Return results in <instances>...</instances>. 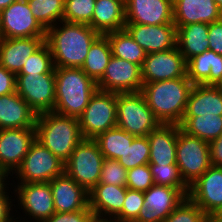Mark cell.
<instances>
[{
  "label": "cell",
  "instance_id": "6da1fadb",
  "mask_svg": "<svg viewBox=\"0 0 222 222\" xmlns=\"http://www.w3.org/2000/svg\"><path fill=\"white\" fill-rule=\"evenodd\" d=\"M101 34L90 25L61 21L46 30L55 67L81 68L90 46Z\"/></svg>",
  "mask_w": 222,
  "mask_h": 222
},
{
  "label": "cell",
  "instance_id": "7a4b0ae2",
  "mask_svg": "<svg viewBox=\"0 0 222 222\" xmlns=\"http://www.w3.org/2000/svg\"><path fill=\"white\" fill-rule=\"evenodd\" d=\"M193 86L187 77H183L143 83L141 92L161 124L180 125Z\"/></svg>",
  "mask_w": 222,
  "mask_h": 222
},
{
  "label": "cell",
  "instance_id": "3957f363",
  "mask_svg": "<svg viewBox=\"0 0 222 222\" xmlns=\"http://www.w3.org/2000/svg\"><path fill=\"white\" fill-rule=\"evenodd\" d=\"M55 106L53 112L79 118L97 91V82L81 68L55 67Z\"/></svg>",
  "mask_w": 222,
  "mask_h": 222
},
{
  "label": "cell",
  "instance_id": "277c9868",
  "mask_svg": "<svg viewBox=\"0 0 222 222\" xmlns=\"http://www.w3.org/2000/svg\"><path fill=\"white\" fill-rule=\"evenodd\" d=\"M35 131L36 140L64 163L83 140L78 118L53 111L37 115Z\"/></svg>",
  "mask_w": 222,
  "mask_h": 222
},
{
  "label": "cell",
  "instance_id": "5b68a950",
  "mask_svg": "<svg viewBox=\"0 0 222 222\" xmlns=\"http://www.w3.org/2000/svg\"><path fill=\"white\" fill-rule=\"evenodd\" d=\"M161 123L140 92L117 93V126L135 137L148 136Z\"/></svg>",
  "mask_w": 222,
  "mask_h": 222
},
{
  "label": "cell",
  "instance_id": "8992f818",
  "mask_svg": "<svg viewBox=\"0 0 222 222\" xmlns=\"http://www.w3.org/2000/svg\"><path fill=\"white\" fill-rule=\"evenodd\" d=\"M13 183L15 214L24 222H42L55 213L50 182Z\"/></svg>",
  "mask_w": 222,
  "mask_h": 222
},
{
  "label": "cell",
  "instance_id": "52a82bcc",
  "mask_svg": "<svg viewBox=\"0 0 222 222\" xmlns=\"http://www.w3.org/2000/svg\"><path fill=\"white\" fill-rule=\"evenodd\" d=\"M104 159L94 139H83L64 163V172L89 192L100 181Z\"/></svg>",
  "mask_w": 222,
  "mask_h": 222
},
{
  "label": "cell",
  "instance_id": "ba28073f",
  "mask_svg": "<svg viewBox=\"0 0 222 222\" xmlns=\"http://www.w3.org/2000/svg\"><path fill=\"white\" fill-rule=\"evenodd\" d=\"M78 120L83 139H95L117 126V93L97 89Z\"/></svg>",
  "mask_w": 222,
  "mask_h": 222
},
{
  "label": "cell",
  "instance_id": "9c48e42d",
  "mask_svg": "<svg viewBox=\"0 0 222 222\" xmlns=\"http://www.w3.org/2000/svg\"><path fill=\"white\" fill-rule=\"evenodd\" d=\"M63 173L64 162L35 139L22 163L12 174L11 182H50Z\"/></svg>",
  "mask_w": 222,
  "mask_h": 222
},
{
  "label": "cell",
  "instance_id": "30bf717a",
  "mask_svg": "<svg viewBox=\"0 0 222 222\" xmlns=\"http://www.w3.org/2000/svg\"><path fill=\"white\" fill-rule=\"evenodd\" d=\"M176 164L185 183L193 184L210 166L209 142L178 131Z\"/></svg>",
  "mask_w": 222,
  "mask_h": 222
},
{
  "label": "cell",
  "instance_id": "8fae6325",
  "mask_svg": "<svg viewBox=\"0 0 222 222\" xmlns=\"http://www.w3.org/2000/svg\"><path fill=\"white\" fill-rule=\"evenodd\" d=\"M16 92L37 114L54 110L55 73L16 74Z\"/></svg>",
  "mask_w": 222,
  "mask_h": 222
},
{
  "label": "cell",
  "instance_id": "7c38bea8",
  "mask_svg": "<svg viewBox=\"0 0 222 222\" xmlns=\"http://www.w3.org/2000/svg\"><path fill=\"white\" fill-rule=\"evenodd\" d=\"M3 38L46 37V30L33 16L27 0H16L0 12Z\"/></svg>",
  "mask_w": 222,
  "mask_h": 222
},
{
  "label": "cell",
  "instance_id": "4fadbf2b",
  "mask_svg": "<svg viewBox=\"0 0 222 222\" xmlns=\"http://www.w3.org/2000/svg\"><path fill=\"white\" fill-rule=\"evenodd\" d=\"M97 87L116 93L140 92L143 87L141 67L112 56L103 76L97 81Z\"/></svg>",
  "mask_w": 222,
  "mask_h": 222
},
{
  "label": "cell",
  "instance_id": "5bb4252c",
  "mask_svg": "<svg viewBox=\"0 0 222 222\" xmlns=\"http://www.w3.org/2000/svg\"><path fill=\"white\" fill-rule=\"evenodd\" d=\"M187 61L178 47L146 54L142 70L143 83L187 77Z\"/></svg>",
  "mask_w": 222,
  "mask_h": 222
},
{
  "label": "cell",
  "instance_id": "9a60e30c",
  "mask_svg": "<svg viewBox=\"0 0 222 222\" xmlns=\"http://www.w3.org/2000/svg\"><path fill=\"white\" fill-rule=\"evenodd\" d=\"M187 197L207 215L222 207V167L210 166L189 186Z\"/></svg>",
  "mask_w": 222,
  "mask_h": 222
},
{
  "label": "cell",
  "instance_id": "2e32d148",
  "mask_svg": "<svg viewBox=\"0 0 222 222\" xmlns=\"http://www.w3.org/2000/svg\"><path fill=\"white\" fill-rule=\"evenodd\" d=\"M35 139V127L0 129V168L6 169L12 175Z\"/></svg>",
  "mask_w": 222,
  "mask_h": 222
},
{
  "label": "cell",
  "instance_id": "e0dca14e",
  "mask_svg": "<svg viewBox=\"0 0 222 222\" xmlns=\"http://www.w3.org/2000/svg\"><path fill=\"white\" fill-rule=\"evenodd\" d=\"M125 29L147 54L177 47V27L174 23L125 24Z\"/></svg>",
  "mask_w": 222,
  "mask_h": 222
},
{
  "label": "cell",
  "instance_id": "ac0fdd59",
  "mask_svg": "<svg viewBox=\"0 0 222 222\" xmlns=\"http://www.w3.org/2000/svg\"><path fill=\"white\" fill-rule=\"evenodd\" d=\"M126 24L173 23V0H125Z\"/></svg>",
  "mask_w": 222,
  "mask_h": 222
},
{
  "label": "cell",
  "instance_id": "d6986e66",
  "mask_svg": "<svg viewBox=\"0 0 222 222\" xmlns=\"http://www.w3.org/2000/svg\"><path fill=\"white\" fill-rule=\"evenodd\" d=\"M54 209L57 213H70L89 206L88 192L65 172L50 181Z\"/></svg>",
  "mask_w": 222,
  "mask_h": 222
},
{
  "label": "cell",
  "instance_id": "ffe728a7",
  "mask_svg": "<svg viewBox=\"0 0 222 222\" xmlns=\"http://www.w3.org/2000/svg\"><path fill=\"white\" fill-rule=\"evenodd\" d=\"M126 186L98 183L88 192L89 208L97 222H110L121 210Z\"/></svg>",
  "mask_w": 222,
  "mask_h": 222
},
{
  "label": "cell",
  "instance_id": "44dd1931",
  "mask_svg": "<svg viewBox=\"0 0 222 222\" xmlns=\"http://www.w3.org/2000/svg\"><path fill=\"white\" fill-rule=\"evenodd\" d=\"M222 18V10L214 0H173V23L184 26L192 23L211 24Z\"/></svg>",
  "mask_w": 222,
  "mask_h": 222
},
{
  "label": "cell",
  "instance_id": "7402d4cb",
  "mask_svg": "<svg viewBox=\"0 0 222 222\" xmlns=\"http://www.w3.org/2000/svg\"><path fill=\"white\" fill-rule=\"evenodd\" d=\"M45 37L2 38L0 40V64L18 74L30 57L43 43Z\"/></svg>",
  "mask_w": 222,
  "mask_h": 222
},
{
  "label": "cell",
  "instance_id": "603a6c76",
  "mask_svg": "<svg viewBox=\"0 0 222 222\" xmlns=\"http://www.w3.org/2000/svg\"><path fill=\"white\" fill-rule=\"evenodd\" d=\"M185 196L176 188L154 184L144 192L145 222H162Z\"/></svg>",
  "mask_w": 222,
  "mask_h": 222
},
{
  "label": "cell",
  "instance_id": "cb8c5ba5",
  "mask_svg": "<svg viewBox=\"0 0 222 222\" xmlns=\"http://www.w3.org/2000/svg\"><path fill=\"white\" fill-rule=\"evenodd\" d=\"M176 124H160L147 137L150 146L149 164H176L178 131Z\"/></svg>",
  "mask_w": 222,
  "mask_h": 222
},
{
  "label": "cell",
  "instance_id": "d4e9b609",
  "mask_svg": "<svg viewBox=\"0 0 222 222\" xmlns=\"http://www.w3.org/2000/svg\"><path fill=\"white\" fill-rule=\"evenodd\" d=\"M186 70L193 85L218 86L222 81V55L208 49L189 59Z\"/></svg>",
  "mask_w": 222,
  "mask_h": 222
},
{
  "label": "cell",
  "instance_id": "484cf974",
  "mask_svg": "<svg viewBox=\"0 0 222 222\" xmlns=\"http://www.w3.org/2000/svg\"><path fill=\"white\" fill-rule=\"evenodd\" d=\"M37 114L17 92L0 96V129L35 127Z\"/></svg>",
  "mask_w": 222,
  "mask_h": 222
},
{
  "label": "cell",
  "instance_id": "4316f807",
  "mask_svg": "<svg viewBox=\"0 0 222 222\" xmlns=\"http://www.w3.org/2000/svg\"><path fill=\"white\" fill-rule=\"evenodd\" d=\"M125 0H96L92 21L88 24L104 35L125 28Z\"/></svg>",
  "mask_w": 222,
  "mask_h": 222
},
{
  "label": "cell",
  "instance_id": "83f0119b",
  "mask_svg": "<svg viewBox=\"0 0 222 222\" xmlns=\"http://www.w3.org/2000/svg\"><path fill=\"white\" fill-rule=\"evenodd\" d=\"M222 116V92L217 86L194 85L183 117Z\"/></svg>",
  "mask_w": 222,
  "mask_h": 222
},
{
  "label": "cell",
  "instance_id": "f1b7e54d",
  "mask_svg": "<svg viewBox=\"0 0 222 222\" xmlns=\"http://www.w3.org/2000/svg\"><path fill=\"white\" fill-rule=\"evenodd\" d=\"M177 27V47L186 61L208 50V24L192 23Z\"/></svg>",
  "mask_w": 222,
  "mask_h": 222
},
{
  "label": "cell",
  "instance_id": "f546056e",
  "mask_svg": "<svg viewBox=\"0 0 222 222\" xmlns=\"http://www.w3.org/2000/svg\"><path fill=\"white\" fill-rule=\"evenodd\" d=\"M104 35L109 40L112 56L125 59L142 68L147 53L125 28Z\"/></svg>",
  "mask_w": 222,
  "mask_h": 222
},
{
  "label": "cell",
  "instance_id": "4dcf8cb0",
  "mask_svg": "<svg viewBox=\"0 0 222 222\" xmlns=\"http://www.w3.org/2000/svg\"><path fill=\"white\" fill-rule=\"evenodd\" d=\"M111 57L109 40L105 35H100L90 46L81 69L97 82L103 76Z\"/></svg>",
  "mask_w": 222,
  "mask_h": 222
},
{
  "label": "cell",
  "instance_id": "1f68e13d",
  "mask_svg": "<svg viewBox=\"0 0 222 222\" xmlns=\"http://www.w3.org/2000/svg\"><path fill=\"white\" fill-rule=\"evenodd\" d=\"M179 126L187 134L210 142L222 135V116L183 117Z\"/></svg>",
  "mask_w": 222,
  "mask_h": 222
},
{
  "label": "cell",
  "instance_id": "d6a6232c",
  "mask_svg": "<svg viewBox=\"0 0 222 222\" xmlns=\"http://www.w3.org/2000/svg\"><path fill=\"white\" fill-rule=\"evenodd\" d=\"M134 135H130L120 127L115 126L98 135L94 140L99 146L104 158L118 160L131 145Z\"/></svg>",
  "mask_w": 222,
  "mask_h": 222
},
{
  "label": "cell",
  "instance_id": "836d02e7",
  "mask_svg": "<svg viewBox=\"0 0 222 222\" xmlns=\"http://www.w3.org/2000/svg\"><path fill=\"white\" fill-rule=\"evenodd\" d=\"M39 24L47 30L63 21L65 0H27Z\"/></svg>",
  "mask_w": 222,
  "mask_h": 222
},
{
  "label": "cell",
  "instance_id": "e575fe53",
  "mask_svg": "<svg viewBox=\"0 0 222 222\" xmlns=\"http://www.w3.org/2000/svg\"><path fill=\"white\" fill-rule=\"evenodd\" d=\"M144 192L127 188L122 210L110 222H145Z\"/></svg>",
  "mask_w": 222,
  "mask_h": 222
},
{
  "label": "cell",
  "instance_id": "d590c367",
  "mask_svg": "<svg viewBox=\"0 0 222 222\" xmlns=\"http://www.w3.org/2000/svg\"><path fill=\"white\" fill-rule=\"evenodd\" d=\"M154 183L178 189L185 197L189 192V186L181 176L177 164L157 165L149 164Z\"/></svg>",
  "mask_w": 222,
  "mask_h": 222
},
{
  "label": "cell",
  "instance_id": "8d00e7d4",
  "mask_svg": "<svg viewBox=\"0 0 222 222\" xmlns=\"http://www.w3.org/2000/svg\"><path fill=\"white\" fill-rule=\"evenodd\" d=\"M150 146L147 136L134 137L124 154L118 159L126 170L149 164Z\"/></svg>",
  "mask_w": 222,
  "mask_h": 222
},
{
  "label": "cell",
  "instance_id": "74e56055",
  "mask_svg": "<svg viewBox=\"0 0 222 222\" xmlns=\"http://www.w3.org/2000/svg\"><path fill=\"white\" fill-rule=\"evenodd\" d=\"M55 73V66L50 48L44 42L24 63L18 74Z\"/></svg>",
  "mask_w": 222,
  "mask_h": 222
},
{
  "label": "cell",
  "instance_id": "f35d334b",
  "mask_svg": "<svg viewBox=\"0 0 222 222\" xmlns=\"http://www.w3.org/2000/svg\"><path fill=\"white\" fill-rule=\"evenodd\" d=\"M96 0H65L63 21L89 24Z\"/></svg>",
  "mask_w": 222,
  "mask_h": 222
},
{
  "label": "cell",
  "instance_id": "ab89813d",
  "mask_svg": "<svg viewBox=\"0 0 222 222\" xmlns=\"http://www.w3.org/2000/svg\"><path fill=\"white\" fill-rule=\"evenodd\" d=\"M206 217L198 205L185 197L162 222H205Z\"/></svg>",
  "mask_w": 222,
  "mask_h": 222
},
{
  "label": "cell",
  "instance_id": "60d3db41",
  "mask_svg": "<svg viewBox=\"0 0 222 222\" xmlns=\"http://www.w3.org/2000/svg\"><path fill=\"white\" fill-rule=\"evenodd\" d=\"M127 170L116 159L105 158L99 183L126 186Z\"/></svg>",
  "mask_w": 222,
  "mask_h": 222
},
{
  "label": "cell",
  "instance_id": "b9f144b4",
  "mask_svg": "<svg viewBox=\"0 0 222 222\" xmlns=\"http://www.w3.org/2000/svg\"><path fill=\"white\" fill-rule=\"evenodd\" d=\"M154 184L155 183L149 164L137 166L127 170V188L141 192H146Z\"/></svg>",
  "mask_w": 222,
  "mask_h": 222
},
{
  "label": "cell",
  "instance_id": "7bdbcfd3",
  "mask_svg": "<svg viewBox=\"0 0 222 222\" xmlns=\"http://www.w3.org/2000/svg\"><path fill=\"white\" fill-rule=\"evenodd\" d=\"M42 222H97L93 212L89 206L81 211L70 213H57L55 212L50 218Z\"/></svg>",
  "mask_w": 222,
  "mask_h": 222
},
{
  "label": "cell",
  "instance_id": "ee69618b",
  "mask_svg": "<svg viewBox=\"0 0 222 222\" xmlns=\"http://www.w3.org/2000/svg\"><path fill=\"white\" fill-rule=\"evenodd\" d=\"M209 50L222 55V18L208 24Z\"/></svg>",
  "mask_w": 222,
  "mask_h": 222
},
{
  "label": "cell",
  "instance_id": "f6af8a7d",
  "mask_svg": "<svg viewBox=\"0 0 222 222\" xmlns=\"http://www.w3.org/2000/svg\"><path fill=\"white\" fill-rule=\"evenodd\" d=\"M16 92V74L0 64V96Z\"/></svg>",
  "mask_w": 222,
  "mask_h": 222
},
{
  "label": "cell",
  "instance_id": "bcb514c9",
  "mask_svg": "<svg viewBox=\"0 0 222 222\" xmlns=\"http://www.w3.org/2000/svg\"><path fill=\"white\" fill-rule=\"evenodd\" d=\"M13 194L14 191H12V189L11 190L8 189L4 194H0V222L7 221L10 217H12L15 214V207H13L15 206Z\"/></svg>",
  "mask_w": 222,
  "mask_h": 222
},
{
  "label": "cell",
  "instance_id": "7dc6e473",
  "mask_svg": "<svg viewBox=\"0 0 222 222\" xmlns=\"http://www.w3.org/2000/svg\"><path fill=\"white\" fill-rule=\"evenodd\" d=\"M211 166L222 167V135L209 142Z\"/></svg>",
  "mask_w": 222,
  "mask_h": 222
},
{
  "label": "cell",
  "instance_id": "c3c4849f",
  "mask_svg": "<svg viewBox=\"0 0 222 222\" xmlns=\"http://www.w3.org/2000/svg\"><path fill=\"white\" fill-rule=\"evenodd\" d=\"M11 177L12 175L6 169L0 168V194H4L8 189L13 188V183H10Z\"/></svg>",
  "mask_w": 222,
  "mask_h": 222
},
{
  "label": "cell",
  "instance_id": "681fc988",
  "mask_svg": "<svg viewBox=\"0 0 222 222\" xmlns=\"http://www.w3.org/2000/svg\"><path fill=\"white\" fill-rule=\"evenodd\" d=\"M16 0H0V12L10 6Z\"/></svg>",
  "mask_w": 222,
  "mask_h": 222
},
{
  "label": "cell",
  "instance_id": "f907efd6",
  "mask_svg": "<svg viewBox=\"0 0 222 222\" xmlns=\"http://www.w3.org/2000/svg\"><path fill=\"white\" fill-rule=\"evenodd\" d=\"M213 216L219 221L222 222V207L218 209Z\"/></svg>",
  "mask_w": 222,
  "mask_h": 222
},
{
  "label": "cell",
  "instance_id": "816d5d0a",
  "mask_svg": "<svg viewBox=\"0 0 222 222\" xmlns=\"http://www.w3.org/2000/svg\"><path fill=\"white\" fill-rule=\"evenodd\" d=\"M17 216V217H16ZM5 222H24L21 218H20V216H18V215H13L12 217H10L7 221H5Z\"/></svg>",
  "mask_w": 222,
  "mask_h": 222
},
{
  "label": "cell",
  "instance_id": "f5cc1de1",
  "mask_svg": "<svg viewBox=\"0 0 222 222\" xmlns=\"http://www.w3.org/2000/svg\"><path fill=\"white\" fill-rule=\"evenodd\" d=\"M205 222H219L213 215L207 216Z\"/></svg>",
  "mask_w": 222,
  "mask_h": 222
},
{
  "label": "cell",
  "instance_id": "db71d44e",
  "mask_svg": "<svg viewBox=\"0 0 222 222\" xmlns=\"http://www.w3.org/2000/svg\"><path fill=\"white\" fill-rule=\"evenodd\" d=\"M218 7L222 10V0H214Z\"/></svg>",
  "mask_w": 222,
  "mask_h": 222
},
{
  "label": "cell",
  "instance_id": "11a10c76",
  "mask_svg": "<svg viewBox=\"0 0 222 222\" xmlns=\"http://www.w3.org/2000/svg\"><path fill=\"white\" fill-rule=\"evenodd\" d=\"M219 89H220V91L222 92V81L218 84V86H217Z\"/></svg>",
  "mask_w": 222,
  "mask_h": 222
},
{
  "label": "cell",
  "instance_id": "9f6ffc18",
  "mask_svg": "<svg viewBox=\"0 0 222 222\" xmlns=\"http://www.w3.org/2000/svg\"><path fill=\"white\" fill-rule=\"evenodd\" d=\"M2 34H1V23H0V40L2 39Z\"/></svg>",
  "mask_w": 222,
  "mask_h": 222
}]
</instances>
